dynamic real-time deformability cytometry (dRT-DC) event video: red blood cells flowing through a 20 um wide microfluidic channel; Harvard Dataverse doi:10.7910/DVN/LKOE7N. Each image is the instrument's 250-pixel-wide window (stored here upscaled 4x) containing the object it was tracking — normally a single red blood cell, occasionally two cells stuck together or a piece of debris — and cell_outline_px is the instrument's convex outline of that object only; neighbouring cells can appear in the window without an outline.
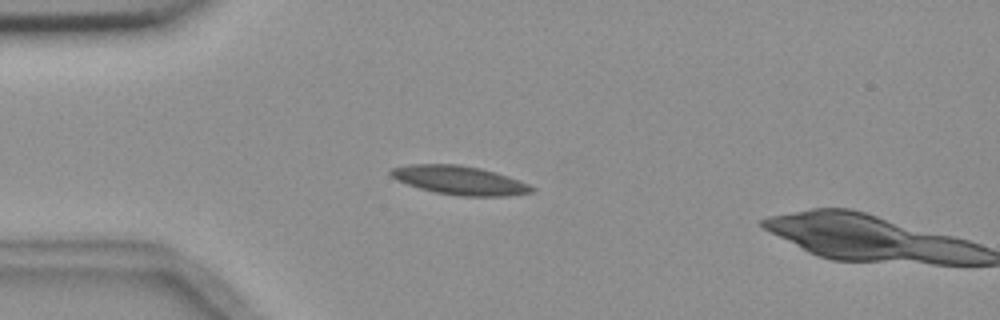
{"species": "common noctule bat (a hibernating species)", "species_latin": "Nyctalus noctula", "temperature_condition": "room temperature", "stored_images_in_passage": 4, "camera_frame_rate_fps": 3000, "um_per_image_px": 0.085, "animal": {"sex": "female", "body_mass_g": 18.4}, "frame": {"image": 1, "passage_image": 3, "time_ms": 2.333, "image_size_px": [1000, 320], "cell_outline_px": [[536, 192], [508, 196], [460, 196], [436, 192], [420, 188], [396, 180], [388, 172], [392, 168], [408, 164], [460, 164], [480, 168], [496, 172], [508, 176], [528, 184], [536, 188]], "centroid_in_image_um": [39.09, 15.32], "position_along_channel_um": 45.9, "area_um2": 23.7}}